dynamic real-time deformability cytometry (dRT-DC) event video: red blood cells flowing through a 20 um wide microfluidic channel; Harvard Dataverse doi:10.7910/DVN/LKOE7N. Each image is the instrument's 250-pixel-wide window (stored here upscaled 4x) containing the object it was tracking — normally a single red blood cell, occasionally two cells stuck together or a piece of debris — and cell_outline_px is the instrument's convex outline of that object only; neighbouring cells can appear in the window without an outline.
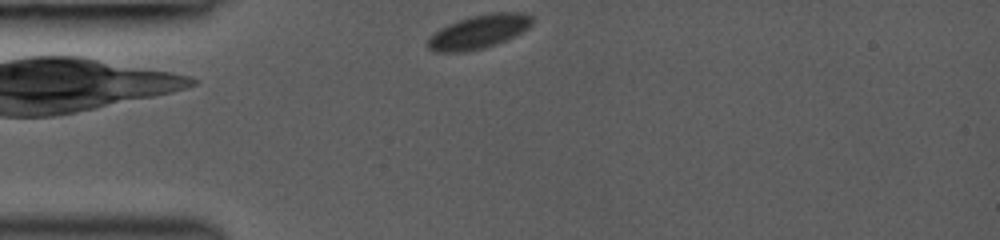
{"species": "common noctule bat (a hibernating species)", "species_latin": "Nyctalus noctula", "temperature_condition": "room temperature", "stored_images_in_passage": 31, "camera_frame_rate_fps": 3000, "um_per_image_px": 0.085, "animal": {"sex": "female", "body_mass_g": 19.0, "forearm_length_mm": 53.3}, "frame": {"image": 1, "passage_image": 1, "time_ms": 0.0, "image_size_px": [1000, 240], "cell_outline_px": [[532, 24], [528, 28], [496, 44], [464, 52], [436, 52], [428, 48], [424, 44], [428, 36], [440, 28], [448, 24], [472, 16], [492, 12], [524, 12], [532, 16]], "centroid_in_image_um": [40.64, 2.69], "position_along_channel_um": 44.4, "area_um2": 20.4}}
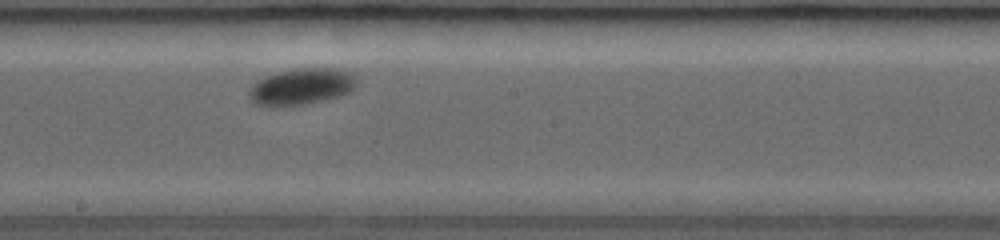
{"frame": {"image": 2, "passage_image": 16, "time_ms": 5.0, "image_size_px": [1000, 240], "cell_outline_px": [[356, 84], [348, 92], [340, 96], [304, 104], [256, 104], [248, 96], [248, 92], [252, 84], [256, 80], [264, 76], [292, 68], [328, 68], [344, 72], [352, 76], [356, 80]], "centroid_in_image_um": [25.56, 7.33], "position_along_channel_um": 222.6, "area_um2": 22.08}}
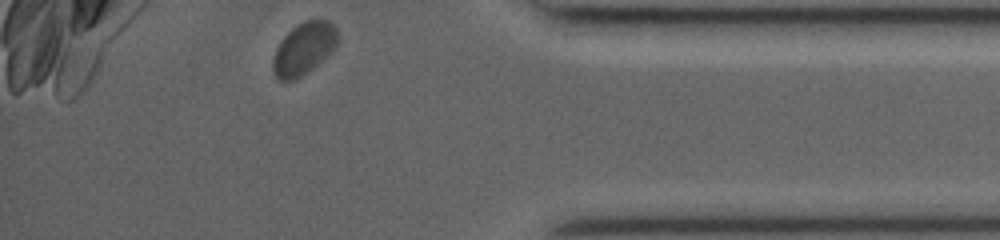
{"frame": {"image": 3, "passage_image": 31, "time_ms": 10.0, "image_size_px": [1000, 240], "cell_outline_px": [[340, 40], [336, 48], [328, 56], [308, 72], [292, 80], [280, 80], [272, 72], [272, 60], [276, 48], [280, 40], [296, 24], [304, 20], [328, 20], [336, 28]], "centroid_in_image_um": [25.85, 4.12], "position_along_channel_um": 409.4, "area_um2": 20.0}, "authors_computed_cell_mechanics": {"area_um2": 21.4438, "velocity_mm_per_s": 3.9924, "shape_relaxation_time_tau1_ms": 0.6481, "shape_relaxation_time_tau2_ms": null, "deformation_change_tau1": 0.0326, "deformation_change_tau2": null}}